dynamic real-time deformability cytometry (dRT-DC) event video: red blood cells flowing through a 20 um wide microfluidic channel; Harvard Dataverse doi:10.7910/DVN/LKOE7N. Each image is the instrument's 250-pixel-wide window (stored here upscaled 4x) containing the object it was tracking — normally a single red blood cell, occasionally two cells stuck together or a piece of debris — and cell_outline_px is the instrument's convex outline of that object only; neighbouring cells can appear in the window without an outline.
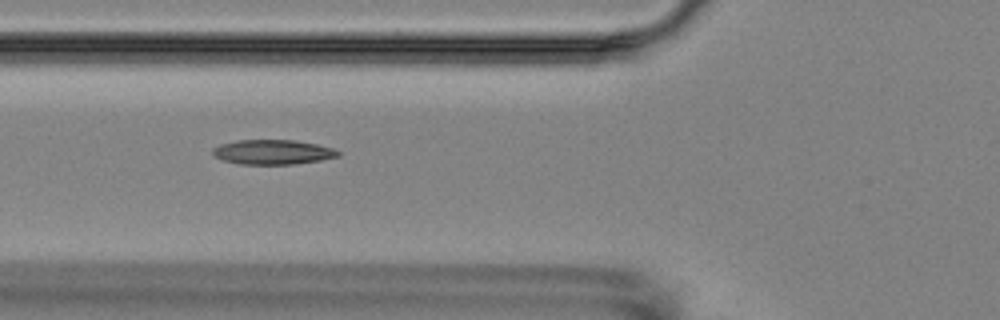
{"species": "Egyptian fruit bat (a non-hibernating species)", "species_latin": "Rousettus aegyptiacus", "temperature_condition": "room temperature", "stored_images_in_passage": 9, "camera_frame_rate_fps": 3000, "um_per_image_px": 0.085, "animal": {"sex": "female"}, "frame": {"image": 1, "passage_image": 6, "time_ms": 5.667, "image_size_px": [1000, 320], "cell_outline_px": [[340, 156], [320, 160], [292, 164], [240, 164], [224, 160], [212, 156], [212, 148], [220, 144], [236, 140], [296, 140], [316, 144], [332, 148], [340, 152]], "centroid_in_image_um": [23.15, 12.92], "position_along_channel_um": 102.7, "area_um2": 18.03}}
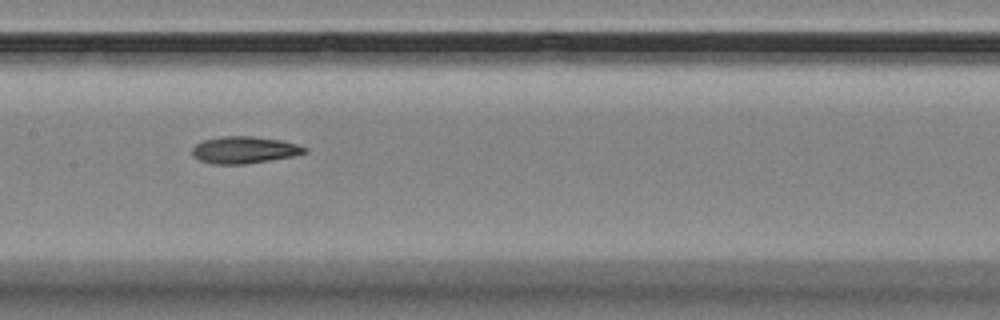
{"frame": {"image": 2, "passage_image": 8, "time_ms": 8.0, "image_size_px": [1000, 320], "cell_outline_px": [[308, 152], [292, 156], [244, 164], [212, 164], [200, 160], [192, 156], [192, 148], [196, 144], [204, 140], [220, 136], [252, 136], [280, 140], [296, 144], [308, 148]], "centroid_in_image_um": [20.74, 12.74], "position_along_channel_um": 186.7, "area_um2": 17.57}}
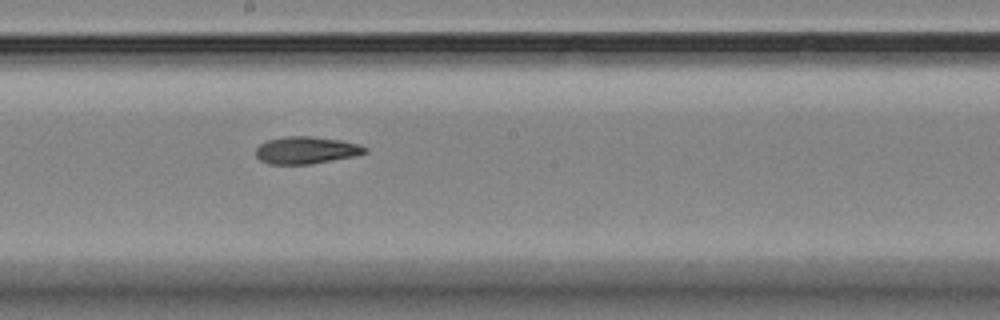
{"frame": {"image": 3, "passage_image": 9, "time_ms": 9.0, "image_size_px": [1000, 320], "cell_outline_px": [[368, 152], [356, 156], [308, 164], [268, 164], [260, 160], [256, 156], [256, 148], [260, 144], [268, 140], [284, 136], [312, 136], [340, 140], [356, 144], [368, 148]], "centroid_in_image_um": [26.01, 12.76], "position_along_channel_um": 222.2, "area_um2": 17.28}}